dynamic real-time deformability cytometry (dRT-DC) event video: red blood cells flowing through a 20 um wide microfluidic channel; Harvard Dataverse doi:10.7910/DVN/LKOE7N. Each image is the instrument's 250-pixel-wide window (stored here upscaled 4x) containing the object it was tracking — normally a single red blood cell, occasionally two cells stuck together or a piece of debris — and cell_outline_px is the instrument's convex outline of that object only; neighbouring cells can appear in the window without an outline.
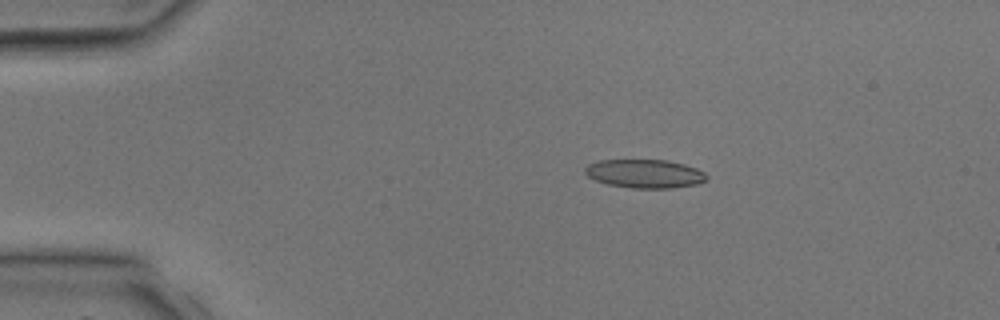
{"species": "common noctule bat (a hibernating species)", "species_latin": "Nyctalus noctula", "temperature_condition": "room temperature", "stored_images_in_passage": 4, "camera_frame_rate_fps": 3000, "um_per_image_px": 0.085, "animal": {"sex": "male", "body_mass_g": 17.9, "forearm_length_mm": 54.2}, "frame": {"image": 1, "passage_image": 2, "time_ms": 1.333, "image_size_px": [1000, 320], "cell_outline_px": [[708, 180], [696, 184], [672, 188], [632, 188], [608, 184], [596, 180], [588, 176], [584, 172], [584, 168], [588, 164], [600, 160], [668, 160], [684, 164], [696, 168], [704, 172], [708, 176]], "centroid_in_image_um": [54.82, 14.76], "position_along_channel_um": 30.2, "area_um2": 20.29}}
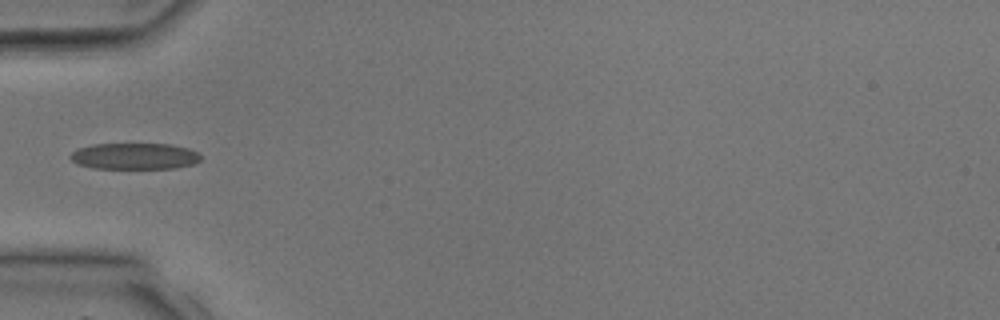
{"frame": {"image": 2, "passage_image": 4, "time_ms": 3.333, "image_size_px": [1000, 320], "cell_outline_px": [[200, 160], [192, 164], [176, 168], [92, 168], [76, 164], [68, 156], [76, 148], [92, 144], [172, 144], [188, 148], [200, 152]], "centroid_in_image_um": [11.41, 13.27], "position_along_channel_um": 73.6, "area_um2": 20.17}}